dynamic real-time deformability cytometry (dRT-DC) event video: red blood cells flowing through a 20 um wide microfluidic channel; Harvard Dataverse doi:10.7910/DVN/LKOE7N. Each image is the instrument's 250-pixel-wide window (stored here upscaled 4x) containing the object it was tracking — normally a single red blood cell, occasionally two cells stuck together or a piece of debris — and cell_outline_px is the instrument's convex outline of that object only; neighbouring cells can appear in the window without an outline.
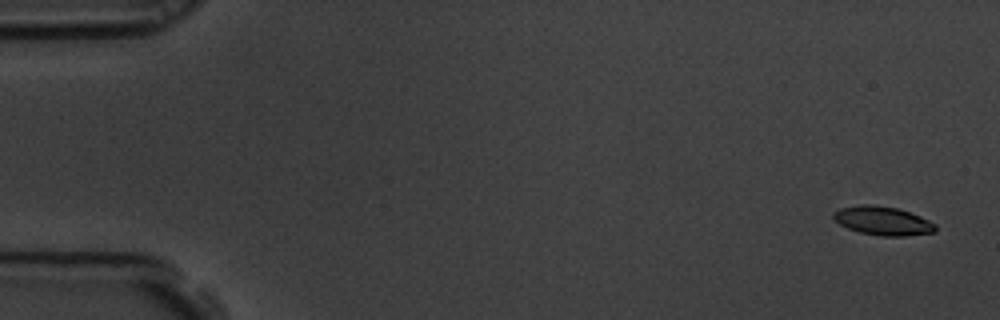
{"species": "common noctule bat (a hibernating species)", "species_latin": "Nyctalus noctula", "temperature_condition": "room temperature", "stored_images_in_passage": 4, "camera_frame_rate_fps": 3000, "um_per_image_px": 0.085, "animal": {"sex": "male", "body_mass_g": 19.5, "forearm_length_mm": 54.6}, "frame": {"image": 1, "passage_image": 1, "time_ms": 0.0, "image_size_px": [1000, 320], "cell_outline_px": [[936, 232], [904, 236], [880, 236], [860, 232], [848, 228], [840, 224], [832, 216], [832, 212], [840, 208], [860, 204], [872, 204], [900, 208], [920, 216], [936, 224]], "centroid_in_image_um": [75.04, 18.76], "position_along_channel_um": 10.0, "area_um2": 17.22}}